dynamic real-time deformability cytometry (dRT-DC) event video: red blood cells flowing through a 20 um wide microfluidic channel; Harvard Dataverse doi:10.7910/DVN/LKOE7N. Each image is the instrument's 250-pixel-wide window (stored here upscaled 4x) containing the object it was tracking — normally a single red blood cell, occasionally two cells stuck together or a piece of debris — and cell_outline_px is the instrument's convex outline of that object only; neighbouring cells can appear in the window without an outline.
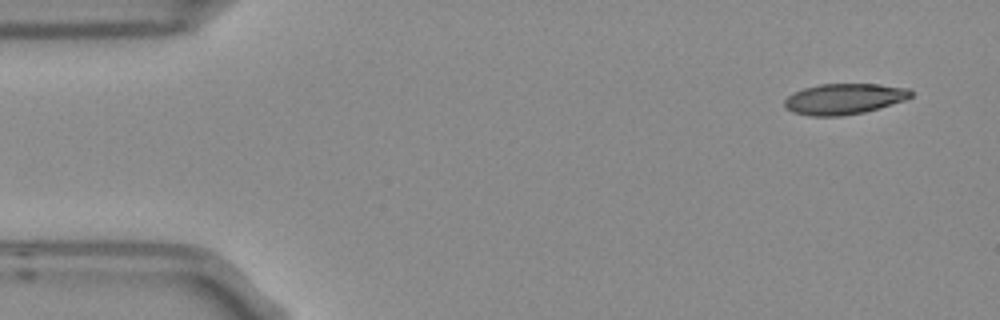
{"species": "Egyptian fruit bat (a non-hibernating species)", "species_latin": "Rousettus aegyptiacus", "temperature_condition": "room temperature", "stored_images_in_passage": 5, "camera_frame_rate_fps": 3000, "um_per_image_px": 0.085, "frame": {"image": 1, "passage_image": 1, "time_ms": 0.0, "image_size_px": [1000, 320], "cell_outline_px": [[912, 96], [904, 100], [864, 112], [840, 116], [808, 116], [792, 112], [784, 108], [784, 100], [788, 96], [804, 88], [820, 84], [880, 84], [908, 88], [912, 92]], "centroid_in_image_um": [71.72, 8.41], "position_along_channel_um": 13.3, "area_um2": 22.6}}
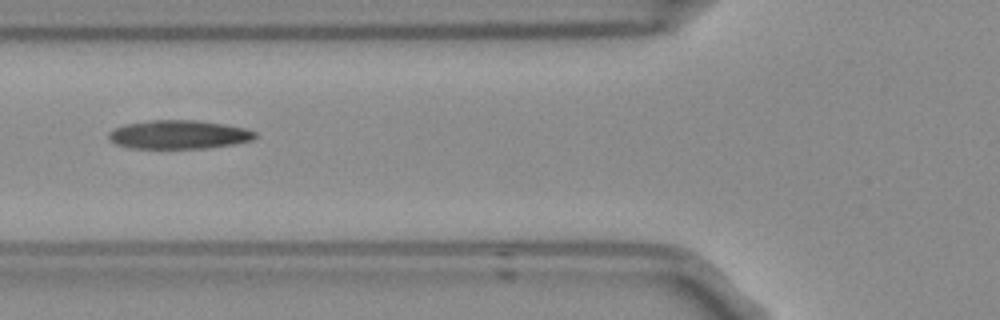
{"frame": {"image": 2, "passage_image": 5, "time_ms": 1.333, "image_size_px": [1000, 320], "cell_outline_px": [[256, 136], [252, 140], [232, 144], [208, 148], [128, 148], [116, 144], [108, 136], [108, 132], [112, 128], [124, 124], [152, 120], [200, 120], [224, 124], [244, 128], [256, 132]], "centroid_in_image_um": [15.17, 11.43], "position_along_channel_um": 110.6, "area_um2": 24.51}}